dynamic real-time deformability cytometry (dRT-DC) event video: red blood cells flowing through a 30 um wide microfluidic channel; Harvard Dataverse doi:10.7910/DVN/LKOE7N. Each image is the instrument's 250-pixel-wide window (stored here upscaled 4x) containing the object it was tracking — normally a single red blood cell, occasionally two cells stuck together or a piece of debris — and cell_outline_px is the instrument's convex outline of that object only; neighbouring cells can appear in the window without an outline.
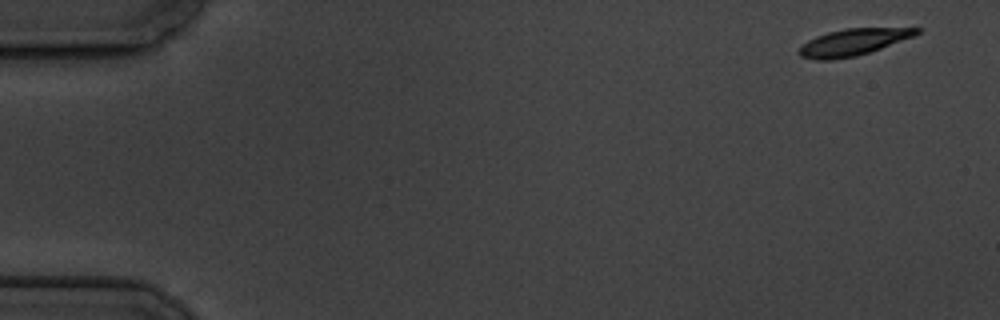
{"species": "common noctule bat (a hibernating species)", "species_latin": "Nyctalus noctula", "temperature_condition": "cold", "stored_images_in_passage": 8, "camera_frame_rate_fps": 3000, "um_per_image_px": 0.085, "animal": {"sex": "male", "body_mass_g": 19.5, "forearm_length_mm": 54.6}, "frame": {"image": 1, "passage_image": 1, "time_ms": 0.0, "image_size_px": [1000, 320], "cell_outline_px": [[924, 28], [920, 32], [912, 36], [880, 48], [856, 56], [832, 60], [816, 60], [800, 56], [796, 52], [808, 40], [816, 36], [828, 32], [844, 28]], "centroid_in_image_um": [72.46, 3.58], "position_along_channel_um": 12.5, "area_um2": 18.03}}
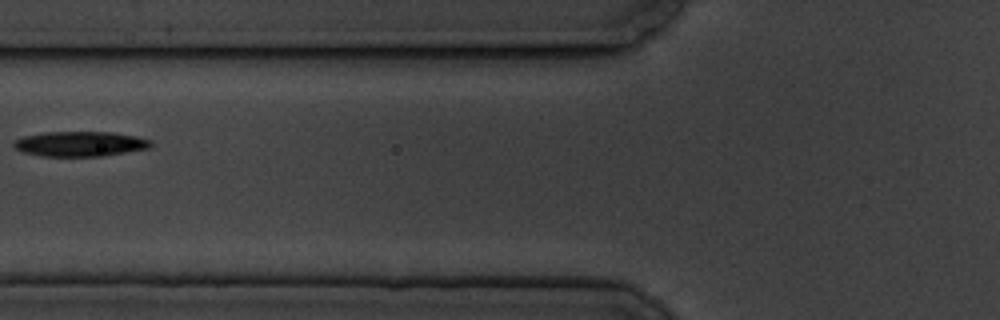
{"frame": {"image": 2, "passage_image": 7, "time_ms": 7.0, "image_size_px": [1000, 320], "cell_outline_px": [[152, 148], [104, 156], [40, 156], [24, 152], [16, 148], [12, 144], [16, 140], [24, 136], [44, 132], [112, 132], [136, 136], [152, 140]], "centroid_in_image_um": [6.86, 12.23], "position_along_channel_um": 118.9, "area_um2": 20.06}}
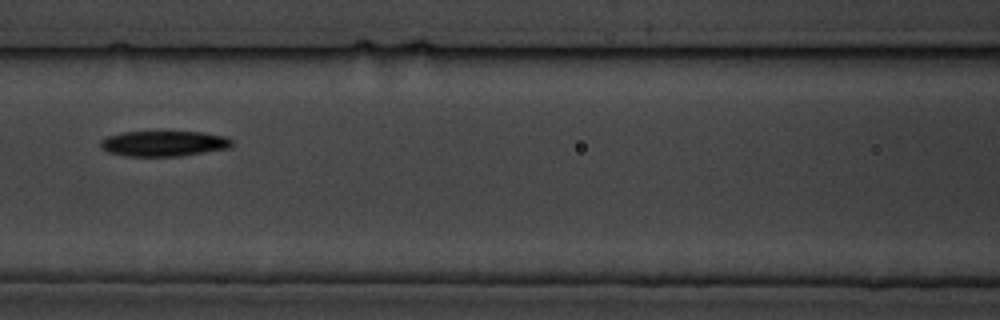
{"frame": {"image": 3, "passage_image": 8, "time_ms": 8.0, "image_size_px": [1000, 320], "cell_outline_px": [[232, 148], [180, 156], [124, 156], [108, 152], [100, 144], [100, 140], [108, 136], [120, 132], [204, 132], [228, 136], [232, 140]], "centroid_in_image_um": [13.98, 12.2], "position_along_channel_um": 152.6, "area_um2": 19.65}}